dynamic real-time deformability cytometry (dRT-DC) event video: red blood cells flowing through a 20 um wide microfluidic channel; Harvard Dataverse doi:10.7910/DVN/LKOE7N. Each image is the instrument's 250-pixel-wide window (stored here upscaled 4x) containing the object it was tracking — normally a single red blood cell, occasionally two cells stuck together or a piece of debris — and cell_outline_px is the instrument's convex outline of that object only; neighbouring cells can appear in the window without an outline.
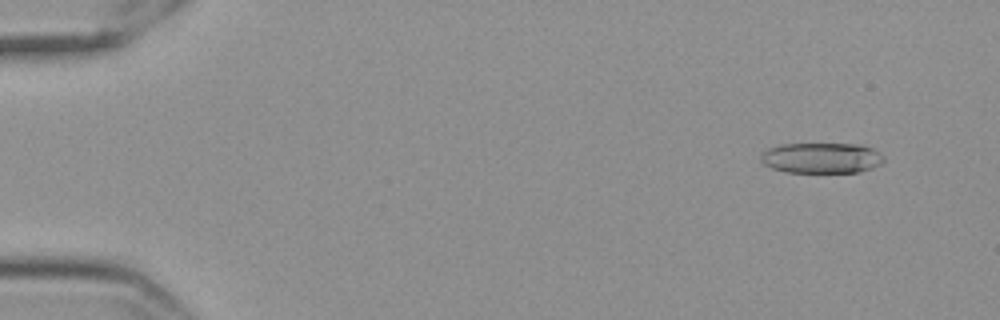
{"species": "Egyptian fruit bat (a non-hibernating species)", "species_latin": "Rousettus aegyptiacus", "temperature_condition": "cold", "stored_images_in_passage": 58, "camera_frame_rate_fps": 3000, "um_per_image_px": 0.085, "frame": {"image": 1, "passage_image": 5, "time_ms": 1.333, "image_size_px": [1000, 320], "cell_outline_px": [[884, 160], [880, 164], [872, 168], [860, 172], [784, 172], [772, 168], [764, 164], [760, 160], [760, 156], [768, 148], [784, 144], [852, 144], [872, 148], [884, 156]], "centroid_in_image_um": [69.82, 13.43], "position_along_channel_um": 15.2, "area_um2": 21.79}}
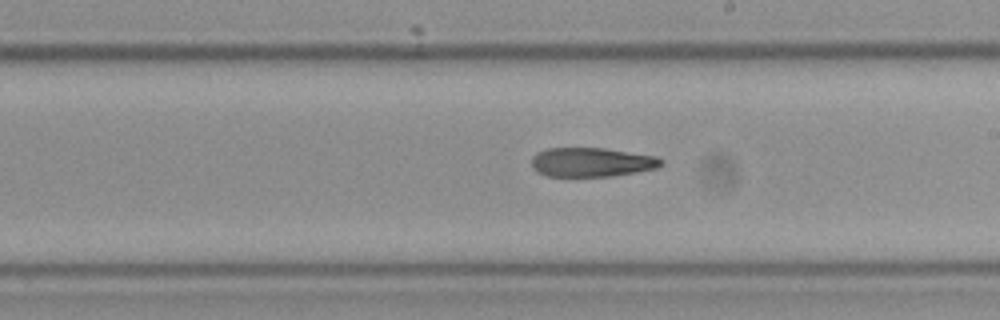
{"frame": {"image": 2, "passage_image": 34, "time_ms": 11.0, "image_size_px": [1000, 320], "cell_outline_px": [[664, 164], [656, 168], [612, 176], [548, 176], [536, 172], [532, 168], [532, 156], [536, 152], [548, 148], [604, 148], [656, 156], [664, 160]], "centroid_in_image_um": [50.27, 13.78], "position_along_channel_um": 238.7, "area_um2": 22.08}}
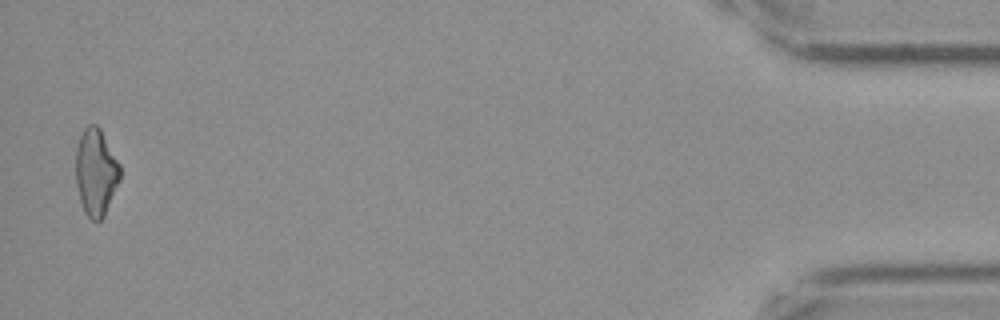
{"frame": {"image": 3, "passage_image": 57, "time_ms": 18.667, "image_size_px": [1000, 320], "cell_outline_px": [[120, 180], [104, 216], [100, 220], [92, 220], [84, 212], [80, 200], [76, 184], [76, 148], [80, 136], [84, 128], [88, 124], [96, 124], [100, 128], [120, 164]], "centroid_in_image_um": [8.15, 14.62], "position_along_channel_um": 427.1, "area_um2": 22.43}, "authors_computed_cell_mechanics": {"area_um2": 22.7154, "velocity_mm_per_s": 3.5504, "shape_relaxation_time_tau1_ms": null, "shape_relaxation_time_tau2_ms": 10.0546, "deformation_change_tau1": null, "deformation_change_tau2": 0.2437}}